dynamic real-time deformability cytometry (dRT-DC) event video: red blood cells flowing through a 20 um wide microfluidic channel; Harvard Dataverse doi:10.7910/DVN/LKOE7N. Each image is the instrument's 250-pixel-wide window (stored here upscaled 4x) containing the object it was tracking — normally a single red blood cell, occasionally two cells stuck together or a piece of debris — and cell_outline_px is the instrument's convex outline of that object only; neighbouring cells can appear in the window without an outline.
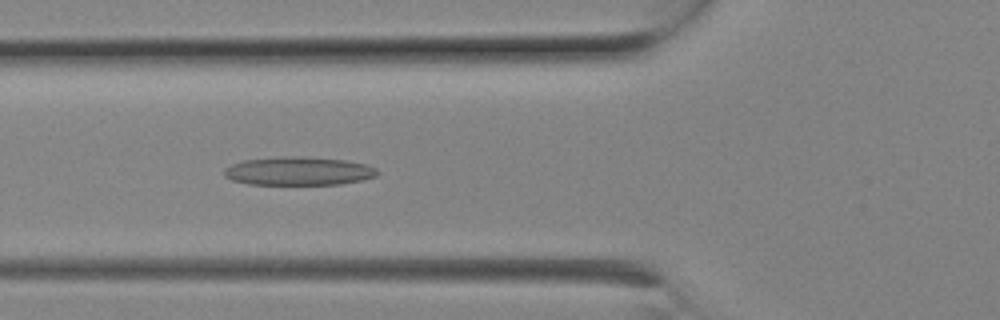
{"species": "Egyptian fruit bat (a non-hibernating species)", "species_latin": "Rousettus aegyptiacus", "temperature_condition": "room temperature", "stored_images_in_passage": 7, "camera_frame_rate_fps": 3000, "um_per_image_px": 0.085, "animal": {"sex": "female"}, "frame": {"image": 1, "passage_image": 6, "time_ms": 1.667, "image_size_px": [1000, 320], "cell_outline_px": [[380, 172], [376, 176], [364, 180], [340, 184], [248, 184], [232, 180], [224, 176], [224, 168], [232, 164], [244, 160], [280, 156], [304, 156], [344, 160], [364, 164], [376, 168]], "centroid_in_image_um": [25.38, 14.53], "position_along_channel_um": 100.4, "area_um2": 25.49}}
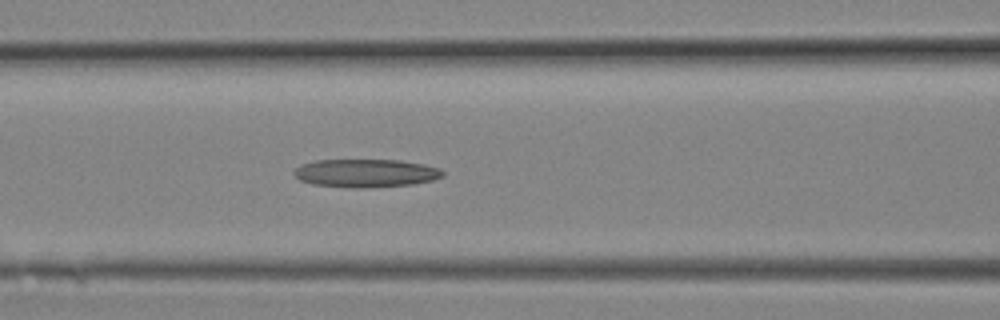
{"frame": {"image": 2, "passage_image": 7, "time_ms": 2.0, "image_size_px": [1000, 320], "cell_outline_px": [[444, 176], [432, 180], [412, 184], [364, 188], [352, 188], [312, 184], [300, 180], [292, 172], [300, 164], [316, 160], [400, 160], [424, 164], [440, 168], [444, 172]], "centroid_in_image_um": [31.09, 14.71], "position_along_channel_um": 135.5, "area_um2": 24.51}}